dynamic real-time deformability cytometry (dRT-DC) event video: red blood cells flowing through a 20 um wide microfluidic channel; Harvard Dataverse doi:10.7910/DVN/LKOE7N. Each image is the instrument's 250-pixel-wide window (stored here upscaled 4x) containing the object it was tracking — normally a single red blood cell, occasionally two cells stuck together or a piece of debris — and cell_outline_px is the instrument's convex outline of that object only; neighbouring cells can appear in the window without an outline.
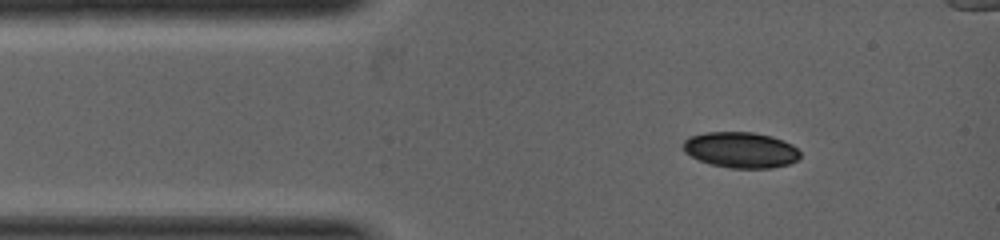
{"species": "common noctule bat (a hibernating species)", "species_latin": "Nyctalus noctula", "temperature_condition": "warm", "stored_images_in_passage": 4, "segment_of_instrument_passage": [1, 2], "camera_frame_rate_fps": 5000, "um_per_image_px": 0.085, "animal": {"sex": "female", "body_mass_g": 19.0, "forearm_length_mm": 53.3}, "frame": {"image": 1, "passage_image": 1, "time_ms": 0.0, "image_size_px": [1000, 240], "cell_outline_px": [[800, 156], [796, 160], [788, 164], [772, 168], [732, 168], [712, 164], [700, 160], [684, 152], [684, 140], [688, 136], [708, 132], [752, 132], [772, 136], [784, 140], [792, 144], [800, 152]], "centroid_in_image_um": [62.98, 12.73], "position_along_channel_um": 22.0, "area_um2": 24.33}}